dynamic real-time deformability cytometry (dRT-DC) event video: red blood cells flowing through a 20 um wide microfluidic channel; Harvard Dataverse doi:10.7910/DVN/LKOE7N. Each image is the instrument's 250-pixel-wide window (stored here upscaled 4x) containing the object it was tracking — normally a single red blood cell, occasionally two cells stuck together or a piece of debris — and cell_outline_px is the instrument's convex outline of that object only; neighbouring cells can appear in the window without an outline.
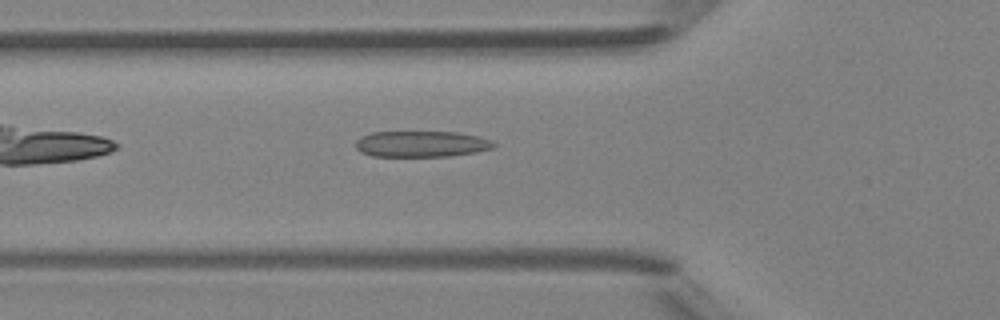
{"species": "Egyptian fruit bat (a non-hibernating species)", "species_latin": "Rousettus aegyptiacus", "temperature_condition": "room temperature", "stored_images_in_passage": 36, "camera_frame_rate_fps": 3000, "um_per_image_px": 0.085, "animal": {"sex": "female"}, "frame": {"image": 1, "passage_image": 5, "time_ms": 1.333, "image_size_px": [1000, 320], "cell_outline_px": [[496, 148], [476, 152], [448, 156], [372, 156], [360, 152], [356, 148], [356, 140], [360, 136], [372, 132], [456, 132], [480, 136], [496, 144]], "centroid_in_image_um": [35.81, 12.24], "position_along_channel_um": 90.0, "area_um2": 21.04}}
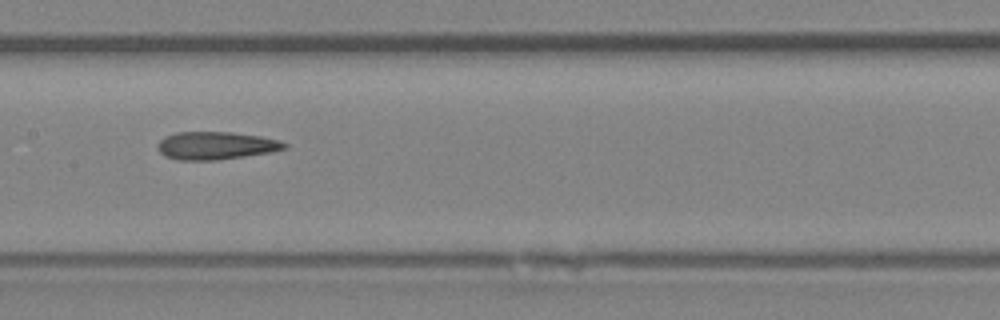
{"frame": {"image": 2, "passage_image": 12, "time_ms": 3.667, "image_size_px": [1000, 320], "cell_outline_px": [[288, 148], [272, 152], [216, 160], [176, 160], [164, 156], [156, 148], [156, 144], [164, 136], [176, 132], [232, 132], [260, 136], [280, 140], [288, 144]], "centroid_in_image_um": [18.33, 12.37], "position_along_channel_um": 189.1, "area_um2": 20.81}}
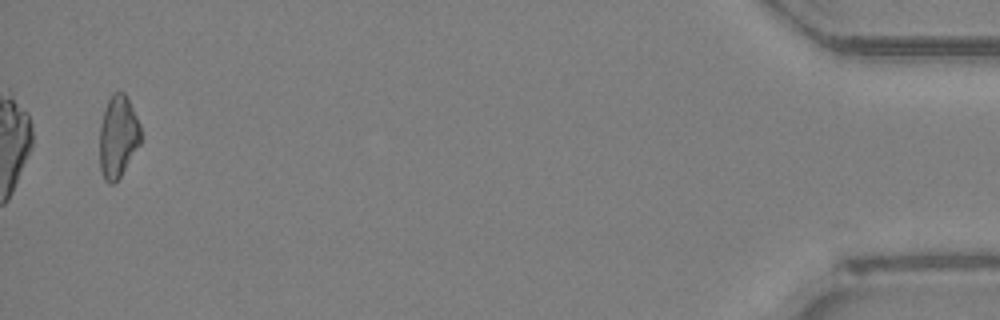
{"frame": {"image": 3, "passage_image": 35, "time_ms": 11.333, "image_size_px": [1000, 320], "cell_outline_px": [[140, 144], [120, 176], [112, 184], [108, 184], [104, 180], [100, 168], [100, 124], [104, 108], [112, 92], [124, 92], [140, 124]], "centroid_in_image_um": [10.01, 11.61], "position_along_channel_um": 425.2, "area_um2": 19.54}, "authors_computed_cell_mechanics": {"area_um2": 20.3745, "velocity_mm_per_s": 4.2436, "shape_relaxation_time_tau1_ms": null, "shape_relaxation_time_tau2_ms": 2.4568, "deformation_change_tau1": null, "deformation_change_tau2": 0.1313}}